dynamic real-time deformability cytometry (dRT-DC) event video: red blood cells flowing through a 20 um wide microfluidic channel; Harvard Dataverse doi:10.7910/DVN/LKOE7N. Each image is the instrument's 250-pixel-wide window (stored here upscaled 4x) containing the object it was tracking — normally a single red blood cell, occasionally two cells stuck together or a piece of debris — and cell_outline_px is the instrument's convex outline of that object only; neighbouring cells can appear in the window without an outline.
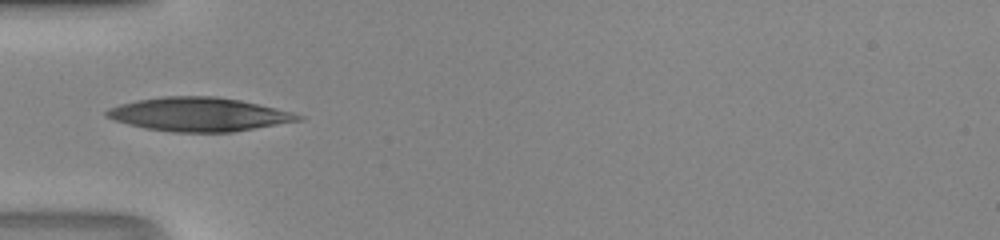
{"species": "human", "species_latin": "Homo sapiens", "temperature_condition": "room temperature", "stored_images_in_passage": 22, "camera_frame_rate_fps": 3000, "um_per_image_px": 0.085, "donor": {"sex": "male"}, "frame": {"image": 1, "passage_image": 4, "time_ms": 1.0, "image_size_px": [1000, 240], "cell_outline_px": [[304, 120], [232, 132], [172, 132], [144, 128], [128, 124], [104, 116], [104, 112], [108, 108], [120, 104], [136, 100], [164, 96], [216, 96], [240, 100], [276, 108], [292, 112], [304, 116]], "centroid_in_image_um": [16.9, 9.72], "position_along_channel_um": 68.1, "area_um2": 37.74}}